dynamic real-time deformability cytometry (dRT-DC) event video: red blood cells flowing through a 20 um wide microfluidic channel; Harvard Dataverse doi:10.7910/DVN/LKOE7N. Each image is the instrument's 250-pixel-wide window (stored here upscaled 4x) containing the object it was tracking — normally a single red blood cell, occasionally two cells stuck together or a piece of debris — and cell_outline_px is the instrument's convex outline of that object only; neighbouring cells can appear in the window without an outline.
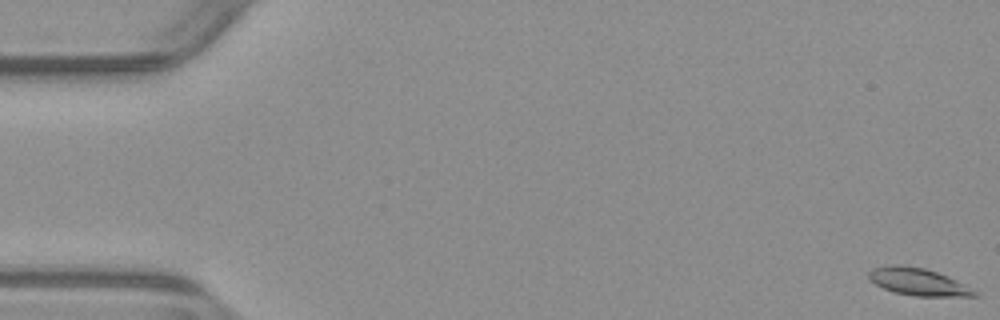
{"species": "common noctule bat (a hibernating species)", "species_latin": "Nyctalus noctula", "temperature_condition": "warm", "stored_images_in_passage": 54, "camera_frame_rate_fps": 3000, "um_per_image_px": 0.085, "animal": {"sex": "male", "body_mass_g": 23.1, "forearm_length_mm": 52.7}, "frame": {"image": 1, "passage_image": 1, "time_ms": 0.0, "image_size_px": [1000, 320], "cell_outline_px": [[980, 296], [916, 296], [892, 292], [868, 280], [868, 272], [872, 268], [888, 264], [904, 264], [924, 268], [948, 276], [980, 292]], "centroid_in_image_um": [78.03, 23.94], "position_along_channel_um": 7.0, "area_um2": 17.11}}
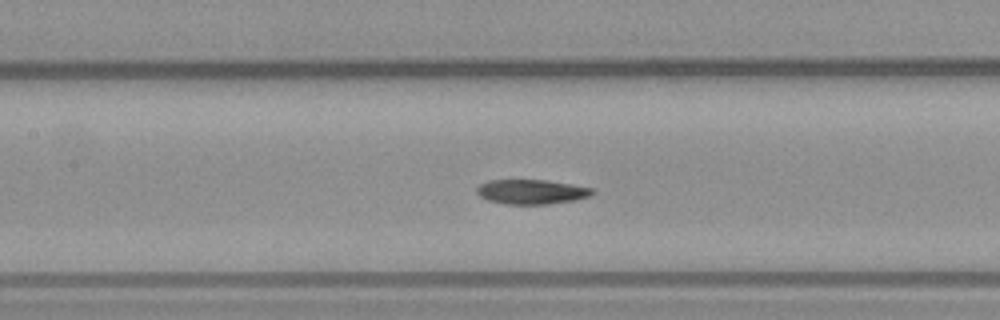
{"frame": {"image": 2, "passage_image": 25, "time_ms": 8.0, "image_size_px": [1000, 320], "cell_outline_px": [[596, 192], [592, 196], [576, 200], [548, 204], [504, 204], [488, 200], [480, 196], [476, 192], [476, 188], [480, 184], [488, 180], [548, 180], [572, 184], [592, 188]], "centroid_in_image_um": [45.21, 16.3], "position_along_channel_um": 162.2, "area_um2": 16.76}}
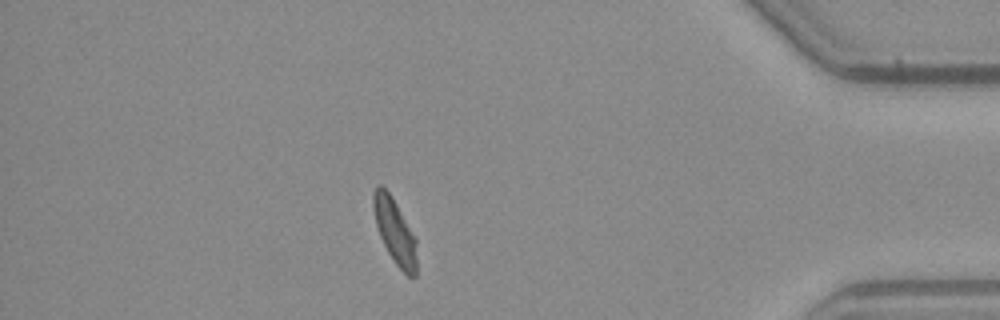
{"frame": {"image": 3, "passage_image": 47, "time_ms": 15.333, "image_size_px": [1000, 320], "cell_outline_px": [[416, 276], [408, 276], [396, 264], [388, 252], [380, 236], [376, 224], [372, 208], [372, 192], [376, 184], [380, 184], [388, 192], [396, 204], [416, 236]], "centroid_in_image_um": [33.54, 19.62], "position_along_channel_um": 401.7, "area_um2": 16.42}, "authors_computed_cell_mechanics": {"area_um2": 17.1377, "velocity_mm_per_s": 3.8805, "shape_relaxation_time_tau1_ms": 7.9571, "shape_relaxation_time_tau2_ms": 5.4259, "deformation_change_tau1": 0.2371, "deformation_change_tau2": 0.0696}}